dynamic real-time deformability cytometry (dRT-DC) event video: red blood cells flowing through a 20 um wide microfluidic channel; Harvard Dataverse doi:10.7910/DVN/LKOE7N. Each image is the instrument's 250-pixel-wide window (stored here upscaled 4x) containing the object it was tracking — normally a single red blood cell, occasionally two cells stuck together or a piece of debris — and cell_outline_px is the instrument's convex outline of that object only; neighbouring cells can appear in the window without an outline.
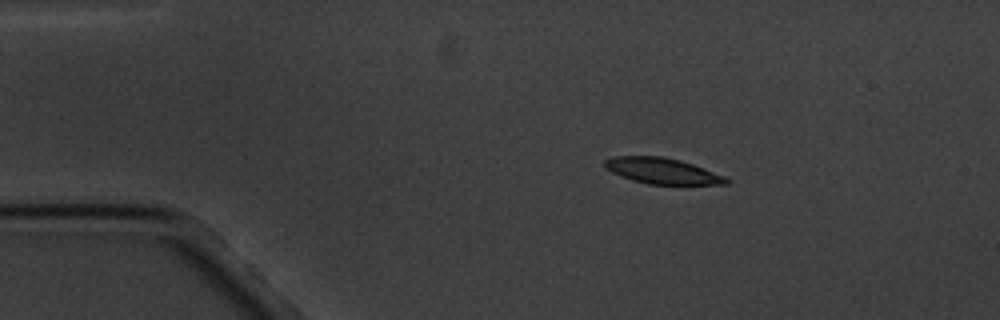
{"species": "common noctule bat (a hibernating species)", "species_latin": "Nyctalus noctula", "temperature_condition": "cold", "stored_images_in_passage": 4, "camera_frame_rate_fps": 3000, "um_per_image_px": 0.085, "animal": {"sex": "male", "body_mass_g": 20.1, "forearm_length_mm": 53.5}, "frame": {"image": 1, "passage_image": 2, "time_ms": 1.0, "image_size_px": [1000, 320], "cell_outline_px": [[728, 184], [648, 184], [632, 180], [620, 176], [612, 172], [604, 164], [604, 160], [616, 156], [664, 156], [680, 160], [704, 168], [724, 176], [728, 180]], "centroid_in_image_um": [56.28, 14.52], "position_along_channel_um": 28.7, "area_um2": 18.09}}